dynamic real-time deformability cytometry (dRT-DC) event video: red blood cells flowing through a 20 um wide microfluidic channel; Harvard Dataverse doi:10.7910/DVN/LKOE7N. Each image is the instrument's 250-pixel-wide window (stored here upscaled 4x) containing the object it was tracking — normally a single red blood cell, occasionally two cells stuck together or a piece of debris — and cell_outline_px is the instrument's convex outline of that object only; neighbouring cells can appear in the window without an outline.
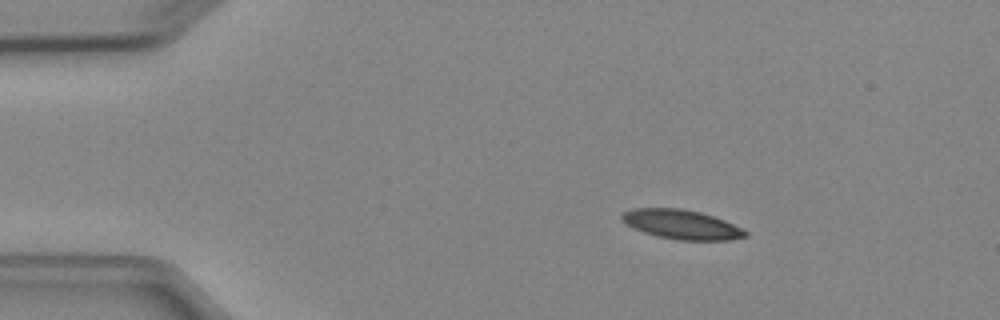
{"species": "Egyptian fruit bat (a non-hibernating species)", "species_latin": "Rousettus aegyptiacus", "temperature_condition": "cold", "stored_images_in_passage": 3, "camera_frame_rate_fps": 3000, "um_per_image_px": 0.085, "animal": {"sex": "female"}, "frame": {"image": 1, "passage_image": 1, "time_ms": 0.0, "image_size_px": [1000, 320], "cell_outline_px": [[748, 236], [728, 240], [676, 240], [656, 236], [644, 232], [620, 220], [620, 216], [624, 212], [632, 208], [680, 208], [700, 212], [724, 220], [748, 232]], "centroid_in_image_um": [57.92, 19.08], "position_along_channel_um": 27.1, "area_um2": 20.98}}
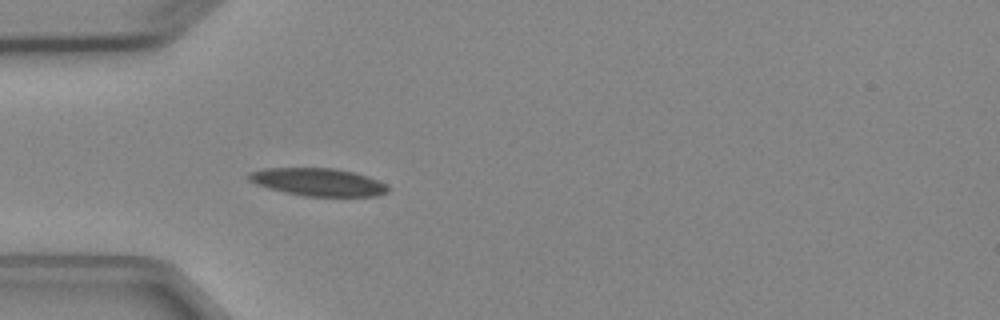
{"frame": {"image": 2, "passage_image": 3, "time_ms": 2.333, "image_size_px": [1000, 320], "cell_outline_px": [[388, 192], [376, 196], [304, 196], [284, 192], [268, 188], [256, 184], [248, 180], [248, 172], [264, 168], [336, 168], [352, 172], [376, 180], [384, 184], [388, 188]], "centroid_in_image_um": [26.97, 15.47], "position_along_channel_um": 58.0, "area_um2": 22.31}}